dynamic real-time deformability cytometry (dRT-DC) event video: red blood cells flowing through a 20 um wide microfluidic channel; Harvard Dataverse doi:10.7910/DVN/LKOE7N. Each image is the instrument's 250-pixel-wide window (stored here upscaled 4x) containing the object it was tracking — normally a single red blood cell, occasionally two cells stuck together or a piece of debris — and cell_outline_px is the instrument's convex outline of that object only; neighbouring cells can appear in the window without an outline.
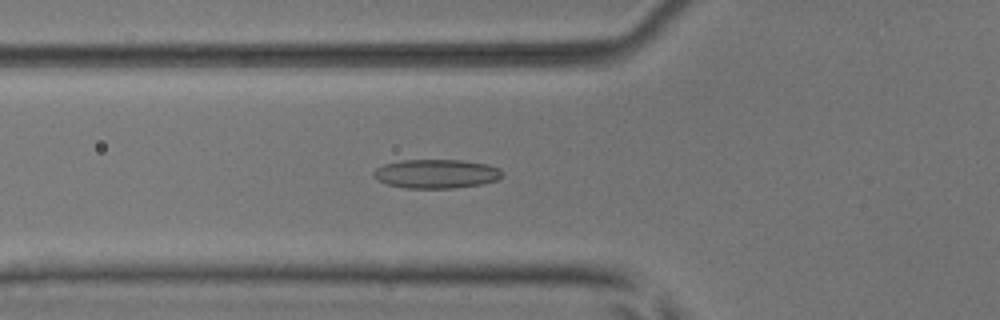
{"species": "common noctule bat (a hibernating species)", "species_latin": "Nyctalus noctula", "temperature_condition": "room temperature", "stored_images_in_passage": 45, "camera_frame_rate_fps": 3000, "um_per_image_px": 0.085, "animal": {"sex": "male", "body_mass_g": 17.9, "forearm_length_mm": 54.2}, "frame": {"image": 1, "passage_image": 16, "time_ms": 5.0, "image_size_px": [1000, 320], "cell_outline_px": [[500, 176], [496, 180], [480, 184], [452, 188], [404, 188], [388, 184], [376, 180], [372, 176], [376, 168], [384, 164], [404, 160], [460, 160], [484, 164], [500, 168]], "centroid_in_image_um": [37.01, 14.77], "position_along_channel_um": 88.8, "area_um2": 21.44}}
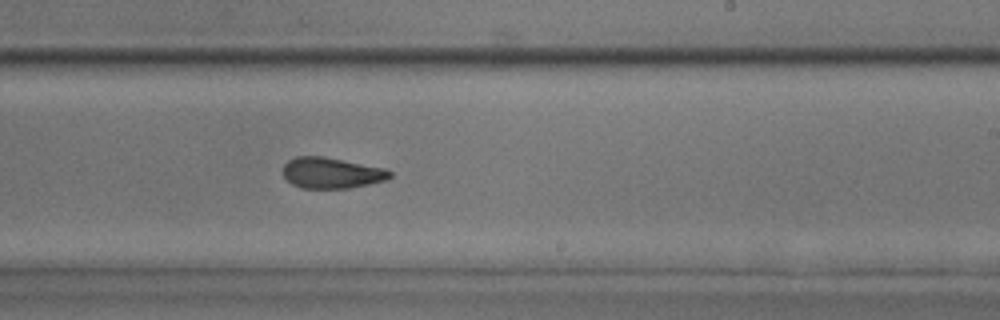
{"frame": {"image": 2, "passage_image": 29, "time_ms": 9.333, "image_size_px": [1000, 320], "cell_outline_px": [[392, 176], [388, 180], [348, 188], [300, 188], [292, 184], [284, 176], [284, 164], [288, 160], [296, 156], [324, 156], [384, 168], [392, 172]], "centroid_in_image_um": [28.19, 14.69], "position_along_channel_um": 260.8, "area_um2": 19.25}}
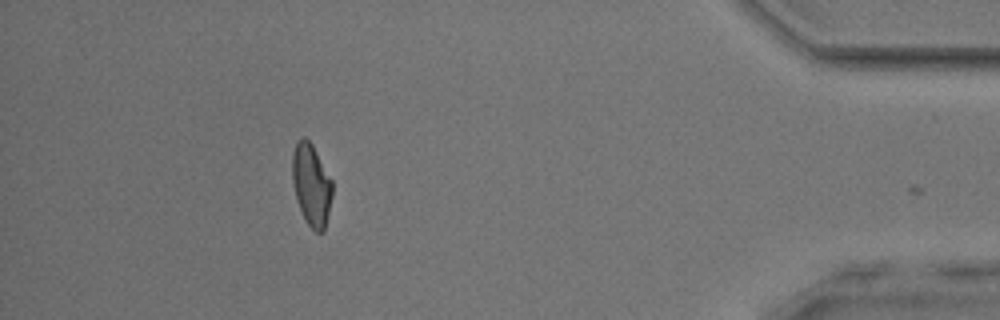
{"frame": {"image": 3, "passage_image": 44, "time_ms": 14.333, "image_size_px": [1000, 320], "cell_outline_px": [[332, 196], [324, 232], [316, 232], [304, 220], [296, 196], [292, 180], [292, 152], [296, 140], [300, 136], [304, 136], [312, 144], [332, 180]], "centroid_in_image_um": [26.45, 15.67], "position_along_channel_um": 408.7, "area_um2": 19.19}, "authors_computed_cell_mechanics": {"area_um2": 20.0566, "velocity_mm_per_s": 3.976, "shape_relaxation_time_tau1_ms": null, "shape_relaxation_time_tau2_ms": 2.4438, "deformation_change_tau1": null, "deformation_change_tau2": 0.1015}}